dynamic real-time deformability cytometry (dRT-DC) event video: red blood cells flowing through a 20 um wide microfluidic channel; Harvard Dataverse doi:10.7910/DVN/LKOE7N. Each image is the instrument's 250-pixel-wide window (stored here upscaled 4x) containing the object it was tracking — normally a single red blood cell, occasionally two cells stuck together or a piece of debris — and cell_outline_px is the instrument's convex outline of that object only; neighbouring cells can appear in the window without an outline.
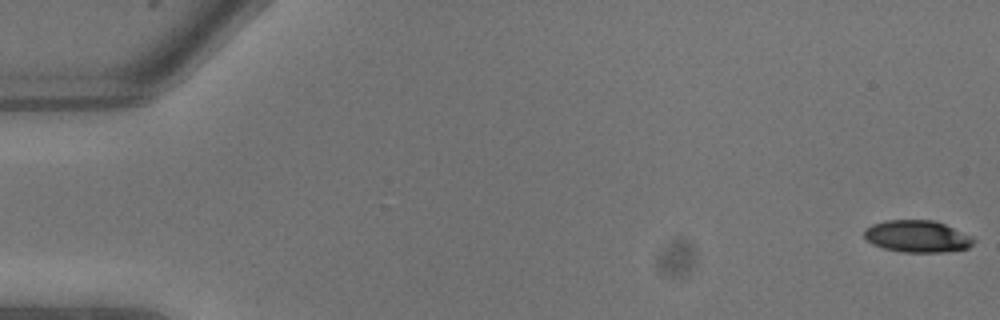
{"species": "common noctule bat (a hibernating species)", "species_latin": "Nyctalus noctula", "temperature_condition": "warm", "stored_images_in_passage": 9, "camera_frame_rate_fps": 3000, "um_per_image_px": 0.085, "animal": {"sex": "male", "body_mass_g": 13.3}, "frame": {"image": 1, "passage_image": 1, "time_ms": 0.0, "image_size_px": [1000, 320], "cell_outline_px": [[976, 240], [968, 248], [944, 252], [904, 252], [884, 248], [872, 244], [864, 236], [864, 228], [872, 224], [884, 220], [932, 220], [944, 224], [972, 236]], "centroid_in_image_um": [77.95, 20.09], "position_along_channel_um": 7.0, "area_um2": 20.35}}
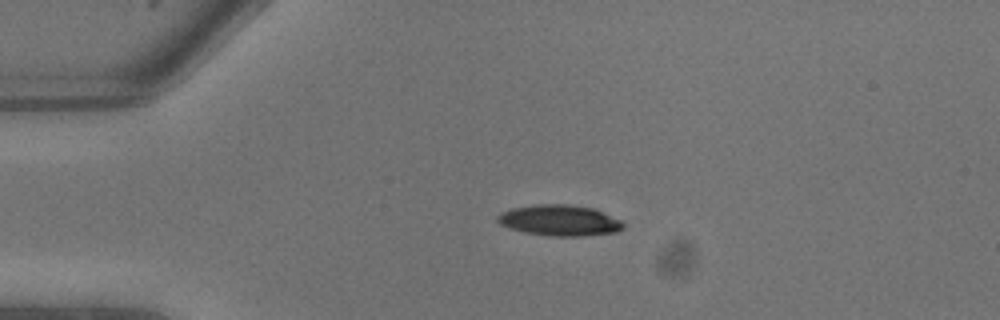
{"frame": {"image": 2, "passage_image": 6, "time_ms": 1.667, "image_size_px": [1000, 320], "cell_outline_px": [[624, 228], [616, 232], [584, 236], [552, 236], [524, 232], [500, 224], [496, 220], [496, 216], [500, 212], [512, 208], [536, 204], [568, 204], [592, 208], [620, 220], [624, 224]], "centroid_in_image_um": [47.54, 18.73], "position_along_channel_um": 37.5, "area_um2": 22.54}}
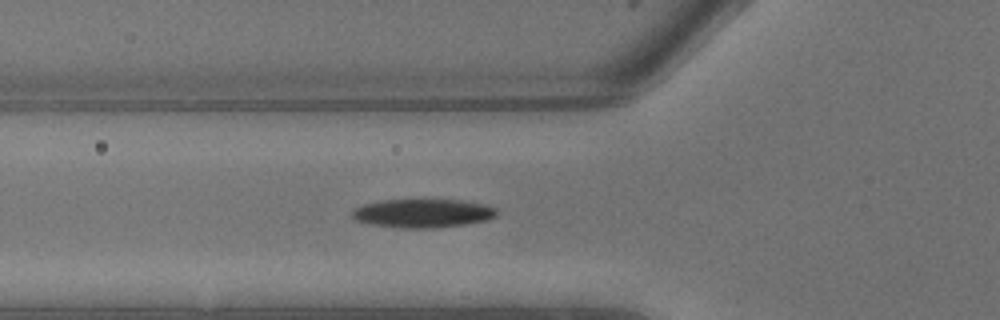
{"frame": {"image": 3, "passage_image": 9, "time_ms": 2.667, "image_size_px": [1000, 320], "cell_outline_px": [[500, 212], [496, 216], [488, 220], [464, 224], [432, 228], [400, 228], [368, 224], [352, 220], [348, 216], [356, 208], [364, 204], [380, 200], [464, 200], [484, 204], [496, 208]], "centroid_in_image_um": [35.91, 18.13], "position_along_channel_um": 89.9, "area_um2": 24.45}}